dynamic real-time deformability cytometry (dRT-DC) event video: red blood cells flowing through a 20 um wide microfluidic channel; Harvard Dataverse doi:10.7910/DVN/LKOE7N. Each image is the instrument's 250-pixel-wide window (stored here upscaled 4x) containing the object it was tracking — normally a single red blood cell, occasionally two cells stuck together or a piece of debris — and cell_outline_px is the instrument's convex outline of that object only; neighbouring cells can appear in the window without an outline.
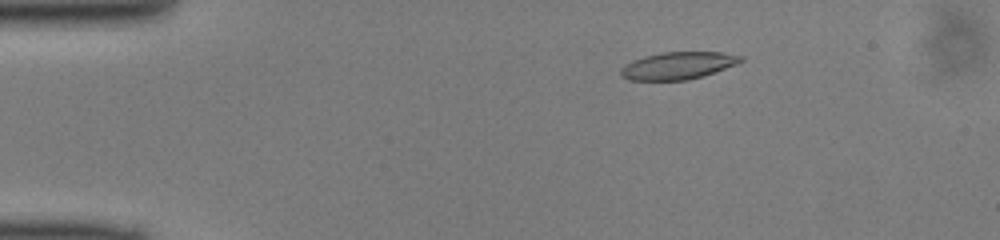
{"species": "common noctule bat (a hibernating species)", "species_latin": "Nyctalus noctula", "temperature_condition": "cold", "stored_images_in_passage": 8, "camera_frame_rate_fps": 3000, "um_per_image_px": 0.085, "animal": {"sex": "male", "body_mass_g": 13.0, "forearm_length_mm": 53.1}, "frame": {"image": 1, "passage_image": 2, "time_ms": 0.333, "image_size_px": [1000, 240], "cell_outline_px": [[744, 60], [736, 64], [704, 76], [688, 80], [628, 80], [620, 76], [620, 68], [624, 64], [632, 60], [644, 56], [660, 52], [720, 52], [744, 56]], "centroid_in_image_um": [57.6, 5.57], "position_along_channel_um": 27.4, "area_um2": 19.31}}